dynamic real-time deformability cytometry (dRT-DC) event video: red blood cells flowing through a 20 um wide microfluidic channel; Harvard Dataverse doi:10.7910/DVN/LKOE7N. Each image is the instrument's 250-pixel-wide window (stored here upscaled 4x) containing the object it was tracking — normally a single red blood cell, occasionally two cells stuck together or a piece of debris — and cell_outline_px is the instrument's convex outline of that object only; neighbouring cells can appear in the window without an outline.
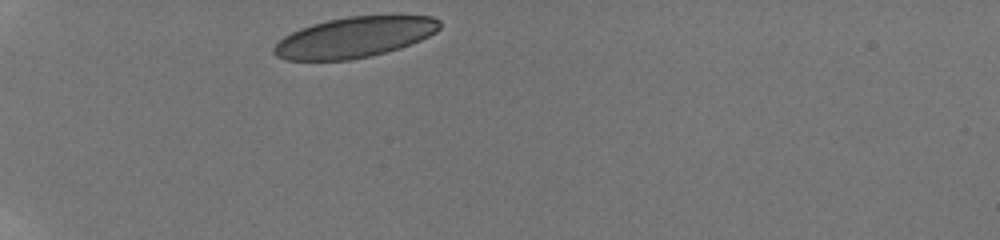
{"species": "human", "species_latin": "Homo sapiens", "temperature_condition": "room temperature", "stored_images_in_passage": 5, "camera_frame_rate_fps": 3000, "um_per_image_px": 0.085, "donor": {"sex": "male"}, "frame": {"image": 1, "passage_image": 1, "time_ms": 0.0, "image_size_px": [1000, 240], "cell_outline_px": [[440, 28], [436, 32], [420, 40], [400, 48], [388, 52], [372, 56], [348, 60], [284, 60], [276, 56], [272, 52], [272, 48], [284, 36], [300, 28], [312, 24], [328, 20], [348, 16], [432, 16], [440, 20]], "centroid_in_image_um": [30.12, 3.18], "position_along_channel_um": 54.9, "area_um2": 39.19}}
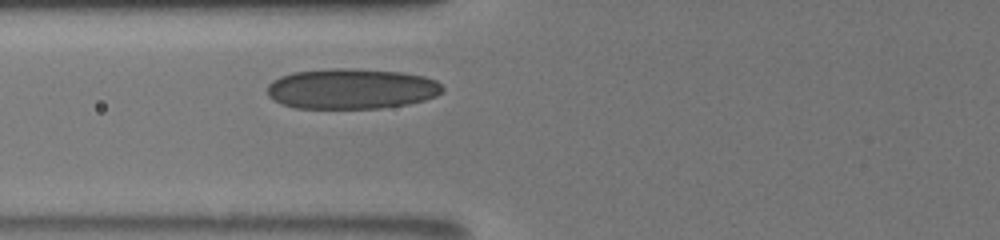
{"frame": {"image": 2, "passage_image": 5, "time_ms": 2.0, "image_size_px": [1000, 240], "cell_outline_px": [[444, 92], [436, 96], [424, 100], [408, 104], [380, 108], [296, 108], [280, 104], [272, 100], [268, 96], [268, 84], [272, 80], [280, 76], [292, 72], [328, 68], [352, 68], [400, 72], [424, 76], [436, 80], [444, 88]], "centroid_in_image_um": [29.85, 7.54], "position_along_channel_um": 95.9, "area_um2": 41.67}}